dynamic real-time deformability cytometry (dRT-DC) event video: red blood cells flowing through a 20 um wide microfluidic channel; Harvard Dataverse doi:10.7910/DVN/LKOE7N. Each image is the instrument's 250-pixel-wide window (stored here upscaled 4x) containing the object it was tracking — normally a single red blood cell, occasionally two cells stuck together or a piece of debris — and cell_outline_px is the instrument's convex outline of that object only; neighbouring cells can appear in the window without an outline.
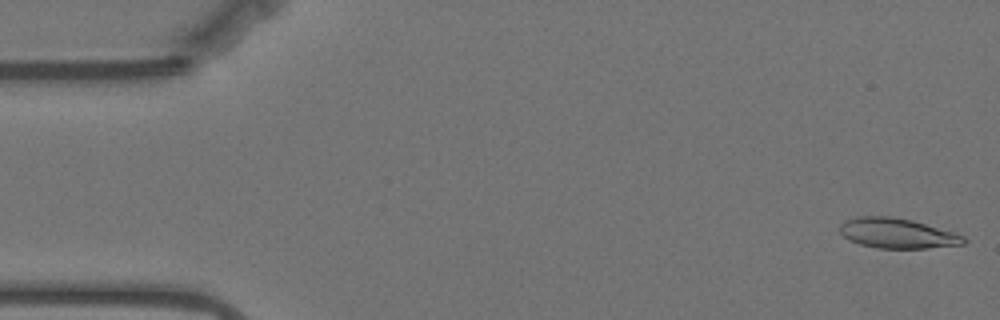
{"species": "Egyptian fruit bat (a non-hibernating species)", "species_latin": "Rousettus aegyptiacus", "temperature_condition": "warm", "stored_images_in_passage": 30, "camera_frame_rate_fps": 3000, "um_per_image_px": 0.085, "animal": {"sex": "female"}, "frame": {"image": 1, "passage_image": 1, "time_ms": 0.0, "image_size_px": [1000, 320], "cell_outline_px": [[968, 240], [964, 244], [928, 248], [876, 248], [860, 244], [848, 240], [840, 232], [840, 224], [844, 220], [856, 216], [888, 216], [912, 220], [956, 232], [964, 236]], "centroid_in_image_um": [76.28, 19.82], "position_along_channel_um": 8.7, "area_um2": 21.91}}
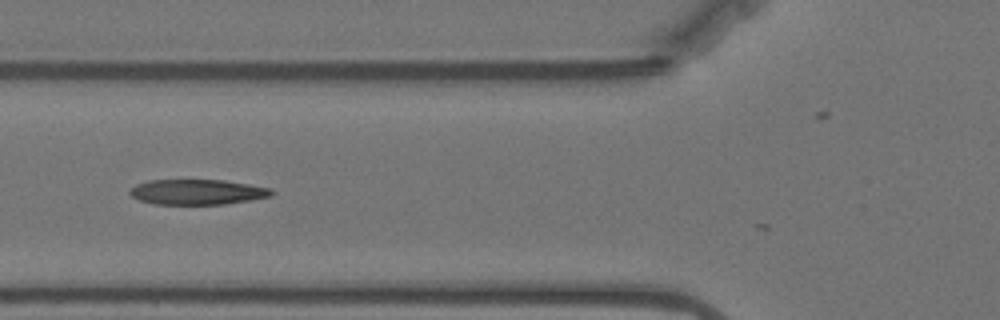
{"frame": {"image": 2, "passage_image": 20, "time_ms": 6.333, "image_size_px": [1000, 320], "cell_outline_px": [[276, 192], [272, 196], [224, 204], [152, 204], [140, 200], [132, 196], [128, 192], [136, 184], [148, 180], [224, 180], [272, 188]], "centroid_in_image_um": [16.79, 16.31], "position_along_channel_um": 109.0, "area_um2": 20.87}}
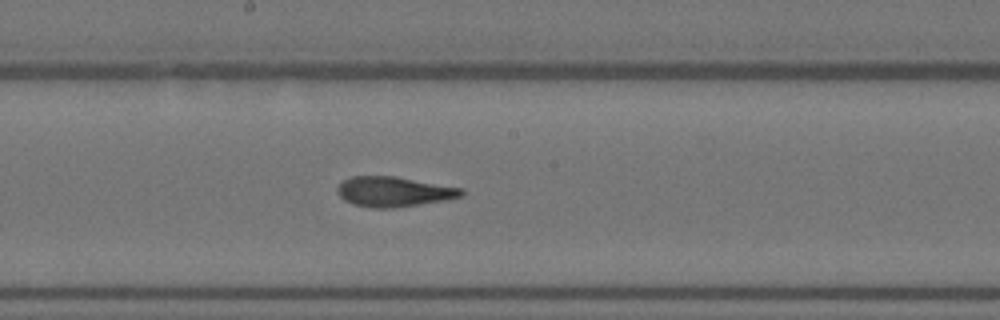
{"frame": {"image": 3, "passage_image": 29, "time_ms": 9.333, "image_size_px": [1000, 320], "cell_outline_px": [[464, 196], [448, 200], [392, 208], [372, 208], [352, 204], [344, 200], [336, 192], [336, 188], [344, 180], [352, 176], [396, 176], [464, 188]], "centroid_in_image_um": [33.5, 16.29], "position_along_channel_um": 214.7, "area_um2": 21.96}}